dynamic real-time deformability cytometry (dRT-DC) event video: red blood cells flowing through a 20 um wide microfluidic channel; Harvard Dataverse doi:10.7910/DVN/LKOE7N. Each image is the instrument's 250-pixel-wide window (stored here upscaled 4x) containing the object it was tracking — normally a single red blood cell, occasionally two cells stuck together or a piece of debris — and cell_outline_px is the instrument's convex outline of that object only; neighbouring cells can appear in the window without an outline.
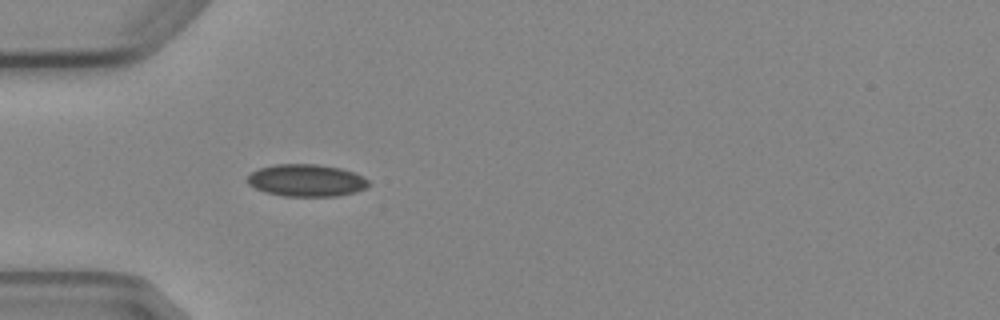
{"species": "Egyptian fruit bat (a non-hibernating species)", "species_latin": "Rousettus aegyptiacus", "temperature_condition": "cold", "stored_images_in_passage": 1, "camera_frame_rate_fps": 3000, "um_per_image_px": 0.085, "animal": {"sex": "female"}, "frame": {"image": 1, "passage_image": 1, "time_ms": 0.0, "image_size_px": [1000, 320], "cell_outline_px": [[368, 188], [356, 192], [336, 196], [284, 196], [264, 192], [248, 184], [248, 176], [252, 172], [260, 168], [276, 164], [316, 164], [340, 168], [364, 176], [368, 180]], "centroid_in_image_um": [26.06, 15.34], "position_along_channel_um": 58.9, "area_um2": 22.72}}